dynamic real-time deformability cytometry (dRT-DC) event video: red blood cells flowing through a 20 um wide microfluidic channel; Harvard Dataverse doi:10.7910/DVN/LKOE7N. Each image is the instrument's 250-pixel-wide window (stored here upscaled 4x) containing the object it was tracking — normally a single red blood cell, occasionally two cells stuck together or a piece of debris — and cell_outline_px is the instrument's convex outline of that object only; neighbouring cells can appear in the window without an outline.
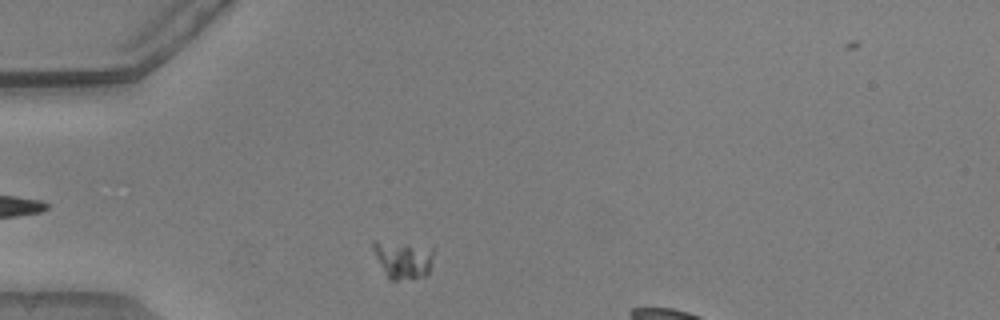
{"species": "common noctule bat (a hibernating species)", "species_latin": "Nyctalus noctula", "temperature_condition": "warm", "stored_images_in_passage": 42, "camera_frame_rate_fps": 3000, "um_per_image_px": 0.085, "animal": {"sex": "male", "body_mass_g": 20.5, "forearm_length_mm": 52.5}, "frame": {"image": 1, "passage_image": 2, "time_ms": 0.333, "image_size_px": [1000, 320], "cell_outline_px": [[432, 260], [428, 272], [424, 276], [396, 280], [388, 280], [372, 248], [372, 240], [376, 240], [432, 244]], "centroid_in_image_um": [34.27, 21.99], "position_along_channel_um": 50.7, "area_um2": 13.7}}
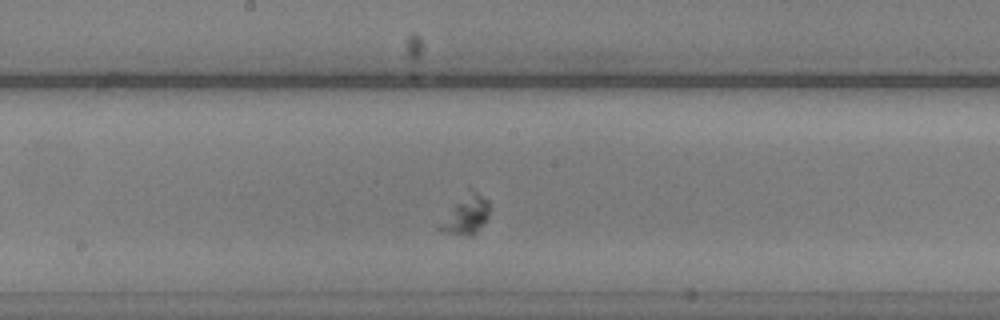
{"frame": {"image": 2, "passage_image": 16, "time_ms": 5.0, "image_size_px": [1000, 320], "cell_outline_px": [[488, 216], [476, 232], [472, 236], [464, 236], [440, 232], [436, 228], [436, 224], [468, 184], [488, 200]], "centroid_in_image_um": [39.51, 18.19], "position_along_channel_um": 208.7, "area_um2": 12.14}}
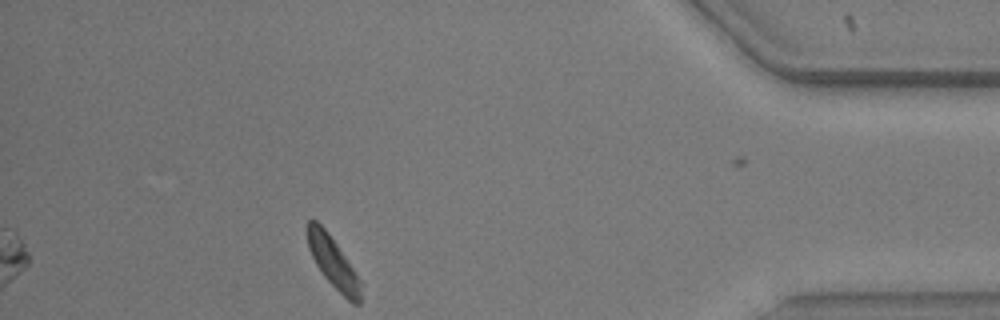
{"frame": {"image": 3, "passage_image": 42, "time_ms": 13.667, "image_size_px": [1000, 320], "cell_outline_px": [[360, 304], [352, 304], [324, 276], [316, 264], [308, 248], [308, 220], [316, 220], [328, 232], [360, 280]], "centroid_in_image_um": [28.3, 22.31], "position_along_channel_um": 406.9, "area_um2": 15.14}}